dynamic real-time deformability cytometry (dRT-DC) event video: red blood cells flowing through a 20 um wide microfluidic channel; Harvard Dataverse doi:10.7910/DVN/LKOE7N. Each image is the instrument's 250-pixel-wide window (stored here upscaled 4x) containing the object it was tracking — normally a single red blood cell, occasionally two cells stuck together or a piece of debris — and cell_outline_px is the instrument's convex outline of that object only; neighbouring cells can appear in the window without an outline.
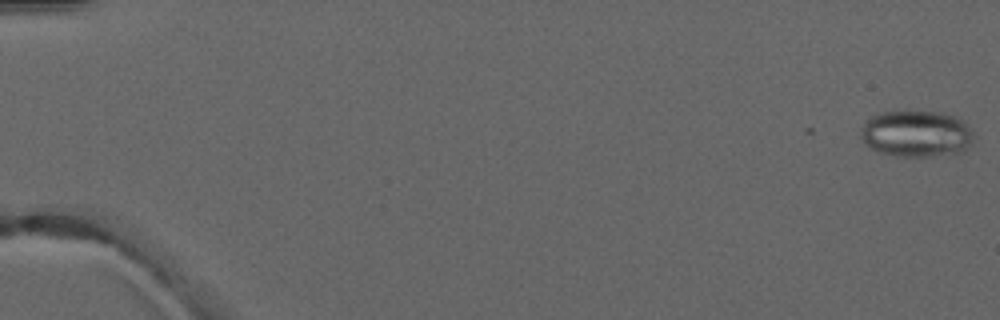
{"species": "common noctule bat (a hibernating species)", "species_latin": "Nyctalus noctula", "temperature_condition": "warm", "stored_images_in_passage": 5, "camera_frame_rate_fps": 3000, "um_per_image_px": 0.085, "animal": {"sex": "male", "forearm_length_mm": 52.5}, "frame": {"image": 1, "passage_image": 1, "time_ms": 0.0, "image_size_px": [1000, 320], "cell_outline_px": [[976, 136], [972, 144], [964, 152], [932, 156], [896, 156], [880, 152], [872, 148], [860, 136], [860, 132], [864, 124], [872, 116], [880, 112], [940, 112], [960, 116]], "centroid_in_image_um": [77.98, 11.37], "position_along_channel_um": 7.0, "area_um2": 30.75}}